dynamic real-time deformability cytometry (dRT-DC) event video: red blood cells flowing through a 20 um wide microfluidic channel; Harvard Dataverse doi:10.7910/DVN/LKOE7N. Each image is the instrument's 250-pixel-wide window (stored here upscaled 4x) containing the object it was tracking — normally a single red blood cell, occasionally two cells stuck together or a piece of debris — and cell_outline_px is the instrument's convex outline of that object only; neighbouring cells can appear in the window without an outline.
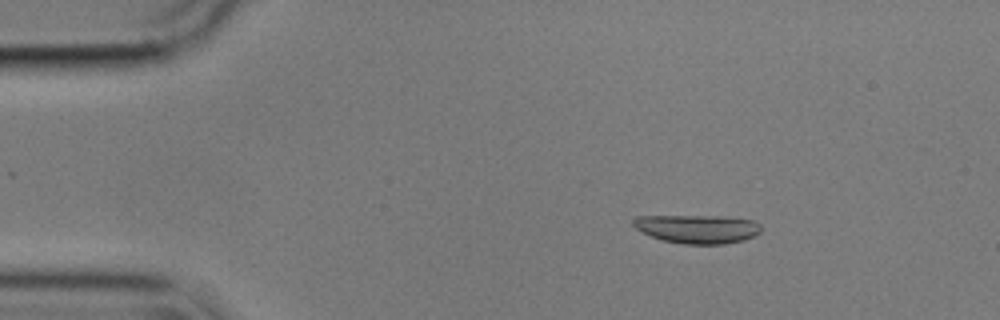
{"species": "common noctule bat (a hibernating species)", "species_latin": "Nyctalus noctula", "temperature_condition": "cold", "stored_images_in_passage": 43, "camera_frame_rate_fps": 3000, "um_per_image_px": 0.085, "animal": {"sex": "male", "body_mass_g": 17.9}, "frame": {"image": 1, "passage_image": 5, "time_ms": 1.333, "image_size_px": [1000, 320], "cell_outline_px": [[760, 232], [756, 236], [744, 240], [724, 244], [684, 244], [660, 240], [636, 228], [632, 224], [632, 220], [636, 216], [716, 216], [752, 220], [760, 224]], "centroid_in_image_um": [59.28, 19.46], "position_along_channel_um": 25.7, "area_um2": 21.27}}
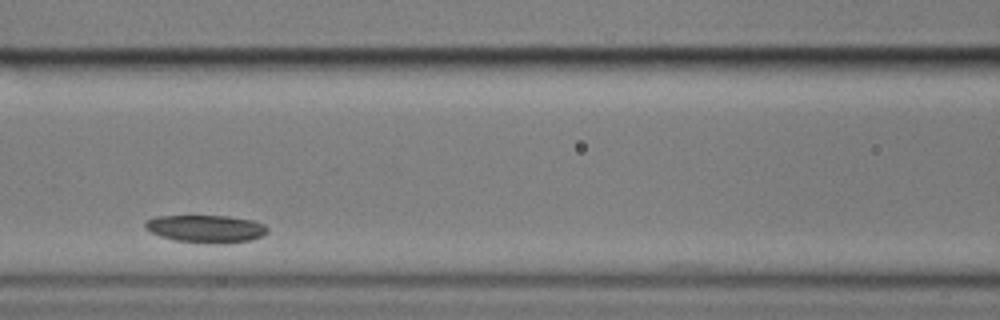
{"frame": {"image": 2, "passage_image": 21, "time_ms": 6.667, "image_size_px": [1000, 320], "cell_outline_px": [[268, 232], [264, 236], [248, 240], [224, 244], [208, 244], [176, 240], [160, 236], [144, 228], [144, 220], [156, 216], [228, 216], [252, 220], [264, 224], [268, 228]], "centroid_in_image_um": [17.51, 19.45], "position_along_channel_um": 149.1, "area_um2": 19.88}}
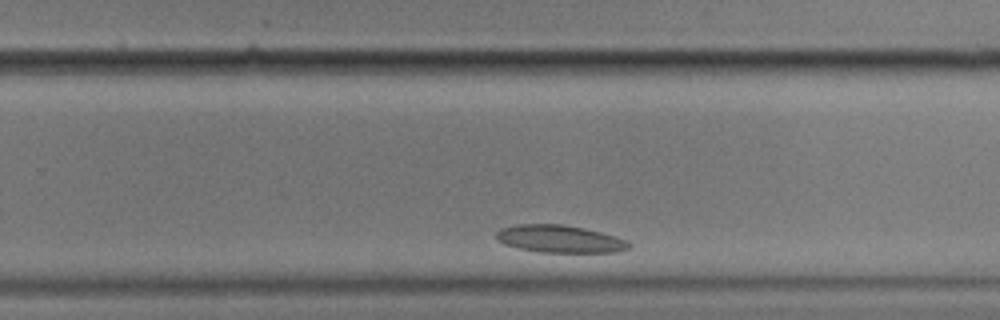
{"frame": {"image": 3, "passage_image": 34, "time_ms": 11.0, "image_size_px": [1000, 320], "cell_outline_px": [[632, 244], [628, 248], [616, 252], [540, 252], [520, 248], [504, 244], [496, 240], [496, 232], [500, 228], [516, 224], [564, 224], [584, 228], [600, 232], [624, 240]], "centroid_in_image_um": [47.51, 20.3], "position_along_channel_um": 282.3, "area_um2": 21.1}}